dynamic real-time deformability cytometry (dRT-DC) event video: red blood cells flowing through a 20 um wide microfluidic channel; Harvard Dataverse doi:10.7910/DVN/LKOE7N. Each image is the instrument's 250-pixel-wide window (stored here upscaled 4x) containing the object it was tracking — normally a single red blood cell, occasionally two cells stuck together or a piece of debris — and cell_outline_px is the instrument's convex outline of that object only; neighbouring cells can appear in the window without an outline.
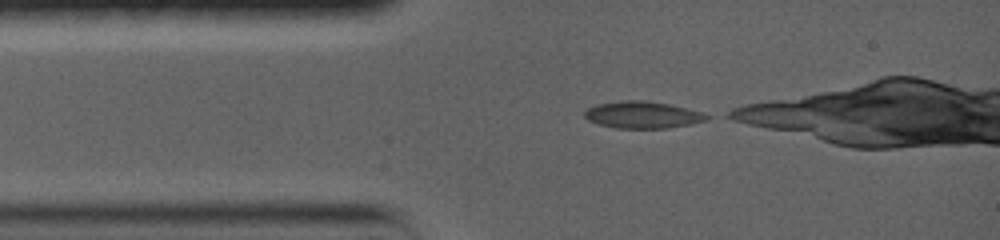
{"species": "common noctule bat (a hibernating species)", "species_latin": "Nyctalus noctula", "temperature_condition": "warm", "stored_images_in_passage": 17, "camera_frame_rate_fps": 5000, "um_per_image_px": 0.085, "animal": {"sex": "female", "body_mass_g": 19.0, "forearm_length_mm": 56.7}, "frame": {"image": 1, "passage_image": 1, "time_ms": 0.0, "image_size_px": [1000, 240], "cell_outline_px": [[712, 116], [708, 120], [692, 124], [668, 128], [616, 128], [600, 124], [588, 120], [584, 116], [584, 112], [588, 108], [596, 104], [624, 100], [644, 100], [668, 104], [700, 112]], "centroid_in_image_um": [54.62, 9.76], "position_along_channel_um": 30.4, "area_um2": 19.07}}
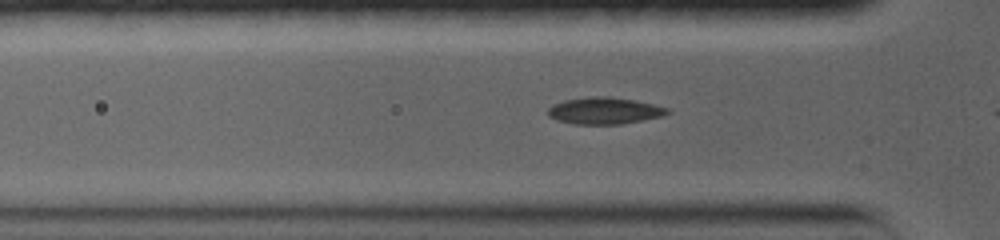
{"frame": {"image": 2, "passage_image": 8, "time_ms": 1.6, "image_size_px": [1000, 240], "cell_outline_px": [[672, 112], [664, 116], [620, 124], [572, 124], [556, 120], [548, 116], [548, 108], [552, 104], [564, 100], [592, 96], [608, 96], [632, 100], [652, 104], [668, 108]], "centroid_in_image_um": [51.35, 9.41], "position_along_channel_um": 74.4, "area_um2": 18.67}}
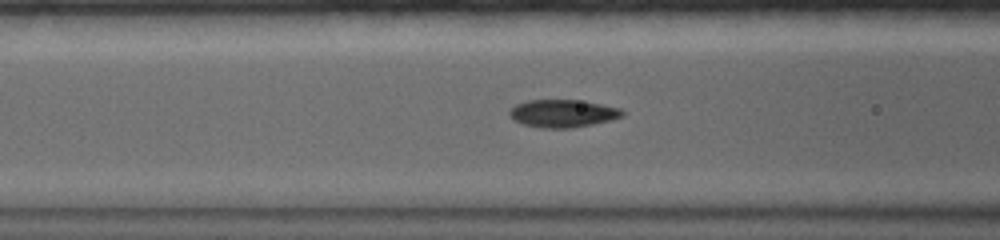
{"frame": {"image": 3, "passage_image": 14, "time_ms": 2.8, "image_size_px": [1000, 240], "cell_outline_px": [[624, 116], [612, 120], [572, 128], [540, 128], [524, 124], [512, 120], [508, 112], [516, 104], [528, 100], [576, 100], [600, 104], [620, 108], [624, 112]], "centroid_in_image_um": [47.83, 9.65], "position_along_channel_um": 118.8, "area_um2": 18.21}}